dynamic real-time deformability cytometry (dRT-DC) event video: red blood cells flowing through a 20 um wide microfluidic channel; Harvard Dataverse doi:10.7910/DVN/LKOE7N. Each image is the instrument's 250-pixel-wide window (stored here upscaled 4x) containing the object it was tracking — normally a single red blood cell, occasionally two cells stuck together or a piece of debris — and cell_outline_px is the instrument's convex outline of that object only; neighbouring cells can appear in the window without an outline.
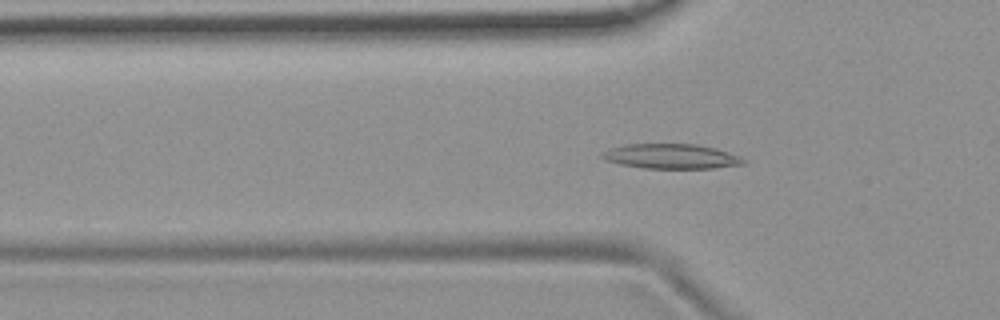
{"species": "common noctule bat (a hibernating species)", "species_latin": "Nyctalus noctula", "temperature_condition": "room temperature", "stored_images_in_passage": 54, "camera_frame_rate_fps": 3000, "um_per_image_px": 0.085, "animal": {"sex": "female", "body_mass_g": 19.9}, "frame": {"image": 1, "passage_image": 18, "time_ms": 5.667, "image_size_px": [1000, 320], "cell_outline_px": [[748, 160], [744, 164], [712, 168], [644, 168], [620, 164], [604, 160], [600, 156], [600, 152], [608, 148], [624, 144], [696, 144], [716, 148], [740, 156]], "centroid_in_image_um": [57.02, 13.28], "position_along_channel_um": 68.8, "area_um2": 20.63}}
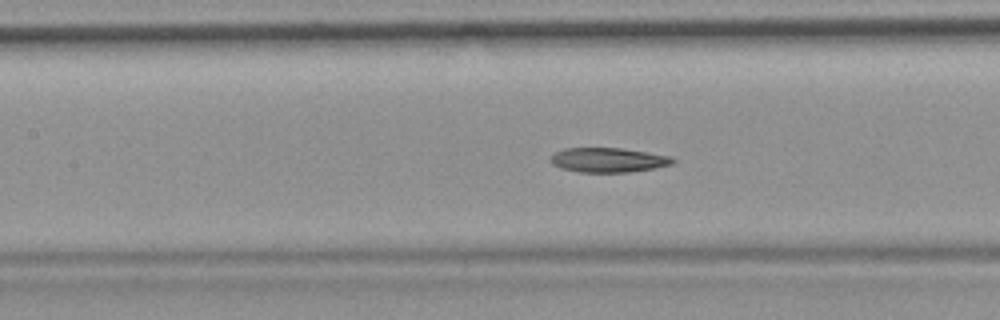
{"frame": {"image": 2, "passage_image": 25, "time_ms": 8.0, "image_size_px": [1000, 320], "cell_outline_px": [[676, 160], [672, 164], [652, 168], [628, 172], [576, 172], [560, 168], [552, 164], [548, 160], [552, 152], [564, 148], [620, 148], [648, 152], [672, 156]], "centroid_in_image_um": [51.63, 13.59], "position_along_channel_um": 155.8, "area_um2": 17.69}}
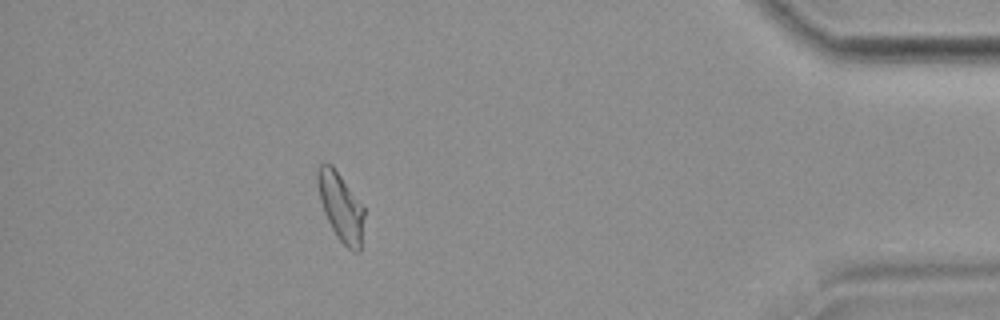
{"frame": {"image": 3, "passage_image": 49, "time_ms": 16.0, "image_size_px": [1000, 320], "cell_outline_px": [[364, 216], [360, 252], [356, 252], [348, 248], [340, 240], [332, 228], [324, 212], [320, 200], [316, 180], [316, 168], [320, 164], [332, 164], [364, 208]], "centroid_in_image_um": [28.95, 17.56], "position_along_channel_um": 406.3, "area_um2": 18.26}, "authors_computed_cell_mechanics": {"area_um2": 18.8139, "velocity_mm_per_s": 3.731, "shape_relaxation_time_tau1_ms": 9.3786, "shape_relaxation_time_tau2_ms": 6.2018, "deformation_change_tau1": 0.2151, "deformation_change_tau2": 0.1212}}